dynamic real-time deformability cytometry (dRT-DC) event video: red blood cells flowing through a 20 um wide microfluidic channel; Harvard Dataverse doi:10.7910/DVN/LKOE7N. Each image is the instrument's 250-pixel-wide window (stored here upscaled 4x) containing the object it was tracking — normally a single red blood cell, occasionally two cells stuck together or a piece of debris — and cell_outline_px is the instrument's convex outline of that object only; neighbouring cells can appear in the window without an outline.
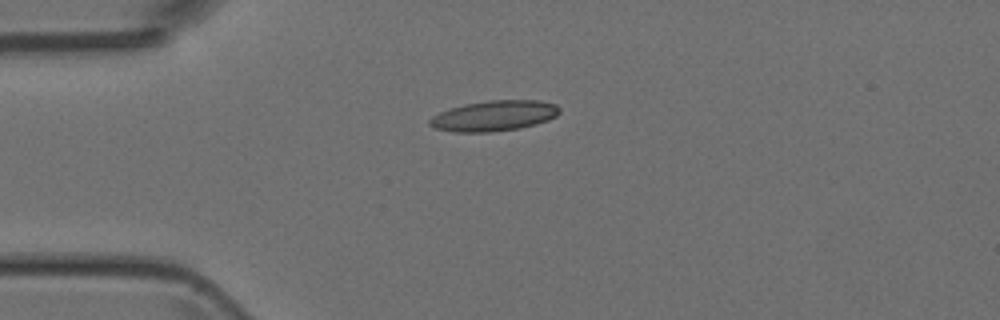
{"species": "Egyptian fruit bat (a non-hibernating species)", "species_latin": "Rousettus aegyptiacus", "temperature_condition": "room temperature", "stored_images_in_passage": 1, "camera_frame_rate_fps": 3000, "um_per_image_px": 0.085, "animal": {"sex": "female"}, "frame": {"image": 1, "passage_image": 1, "time_ms": 0.0, "image_size_px": [1000, 320], "cell_outline_px": [[560, 112], [556, 116], [548, 120], [536, 124], [520, 128], [492, 132], [452, 132], [436, 128], [428, 124], [428, 120], [432, 116], [440, 112], [464, 104], [488, 100], [540, 100], [556, 104], [560, 108]], "centroid_in_image_um": [42.01, 9.84], "position_along_channel_um": 43.0, "area_um2": 23.18}}